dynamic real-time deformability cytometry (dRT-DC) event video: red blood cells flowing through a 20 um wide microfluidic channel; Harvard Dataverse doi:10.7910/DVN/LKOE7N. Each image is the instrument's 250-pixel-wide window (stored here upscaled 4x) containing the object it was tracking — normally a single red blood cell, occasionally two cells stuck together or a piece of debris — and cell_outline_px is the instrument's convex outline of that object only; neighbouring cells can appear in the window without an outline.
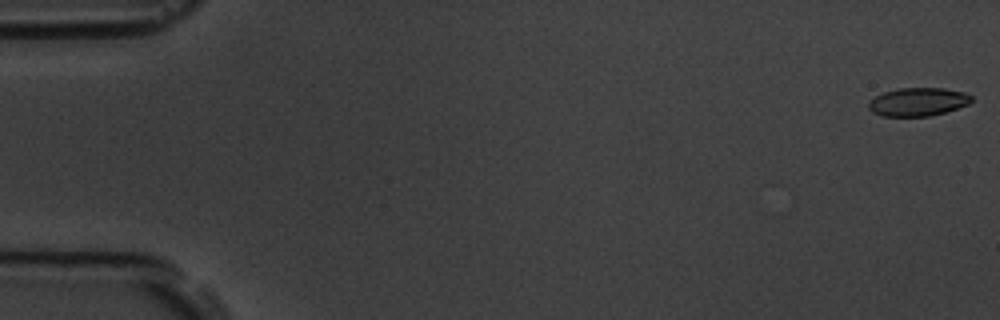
{"species": "common noctule bat (a hibernating species)", "species_latin": "Nyctalus noctula", "temperature_condition": "room temperature", "stored_images_in_passage": 6, "camera_frame_rate_fps": 3000, "um_per_image_px": 0.085, "animal": {"sex": "male", "body_mass_g": 19.5, "forearm_length_mm": 54.6}, "frame": {"image": 1, "passage_image": 1, "time_ms": 0.0, "image_size_px": [1000, 320], "cell_outline_px": [[972, 100], [968, 104], [944, 112], [928, 116], [884, 116], [872, 112], [868, 108], [868, 104], [876, 96], [884, 92], [900, 88], [944, 88], [964, 92], [972, 96]], "centroid_in_image_um": [78.03, 8.65], "position_along_channel_um": 7.0, "area_um2": 16.76}}
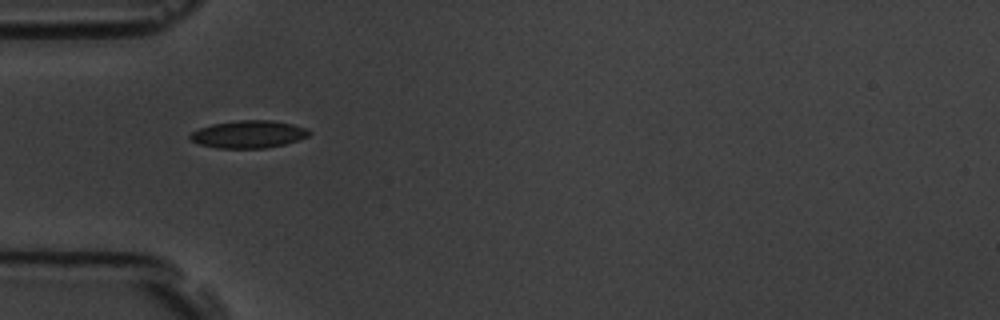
{"frame": {"image": 2, "passage_image": 5, "time_ms": 5.667, "image_size_px": [1000, 320], "cell_outline_px": [[312, 132], [308, 136], [284, 144], [264, 148], [216, 148], [200, 144], [188, 140], [188, 136], [192, 132], [200, 128], [212, 124], [240, 120], [272, 120], [292, 124], [308, 128]], "centroid_in_image_um": [21.11, 11.41], "position_along_channel_um": 63.9, "area_um2": 19.07}}
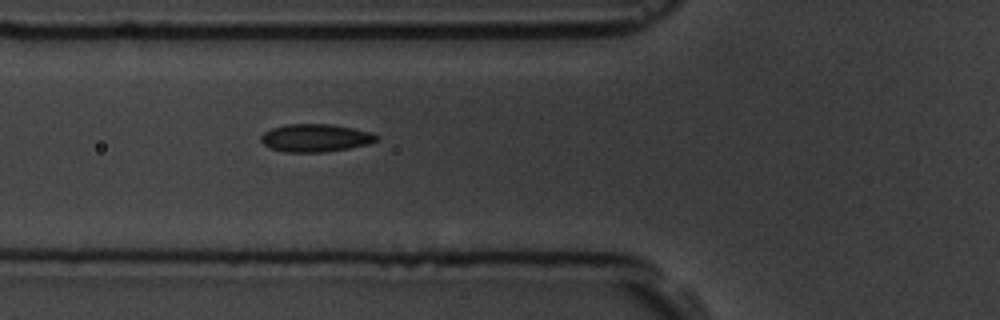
{"frame": {"image": 3, "passage_image": 6, "time_ms": 6.667, "image_size_px": [1000, 320], "cell_outline_px": [[380, 140], [368, 144], [348, 148], [324, 152], [284, 152], [268, 148], [260, 140], [260, 136], [264, 132], [272, 128], [284, 124], [332, 124], [372, 132], [380, 136]], "centroid_in_image_um": [26.82, 11.72], "position_along_channel_um": 99.0, "area_um2": 18.96}}